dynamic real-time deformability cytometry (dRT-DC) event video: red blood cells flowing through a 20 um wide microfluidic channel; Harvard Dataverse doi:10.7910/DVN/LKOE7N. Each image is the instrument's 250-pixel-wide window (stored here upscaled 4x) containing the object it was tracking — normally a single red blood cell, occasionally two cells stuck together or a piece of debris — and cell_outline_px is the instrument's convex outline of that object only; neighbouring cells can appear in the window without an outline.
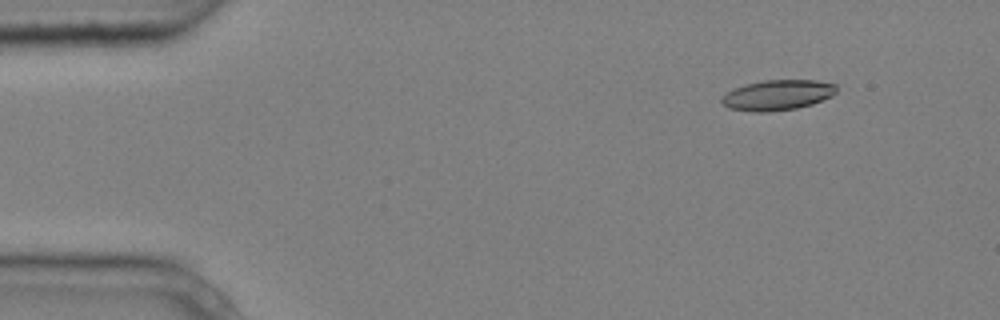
{"species": "common noctule bat (a hibernating species)", "species_latin": "Nyctalus noctula", "temperature_condition": "cold", "stored_images_in_passage": 4, "camera_frame_rate_fps": 3000, "um_per_image_px": 0.085, "animal": {"sex": "male", "body_mass_g": 20.4}, "frame": {"image": 1, "passage_image": 2, "time_ms": 0.333, "image_size_px": [1000, 320], "cell_outline_px": [[836, 92], [832, 96], [812, 104], [796, 108], [768, 112], [756, 112], [728, 108], [720, 100], [728, 92], [744, 84], [764, 80], [816, 80], [836, 84]], "centroid_in_image_um": [66.11, 8.07], "position_along_channel_um": 18.9, "area_um2": 20.17}}
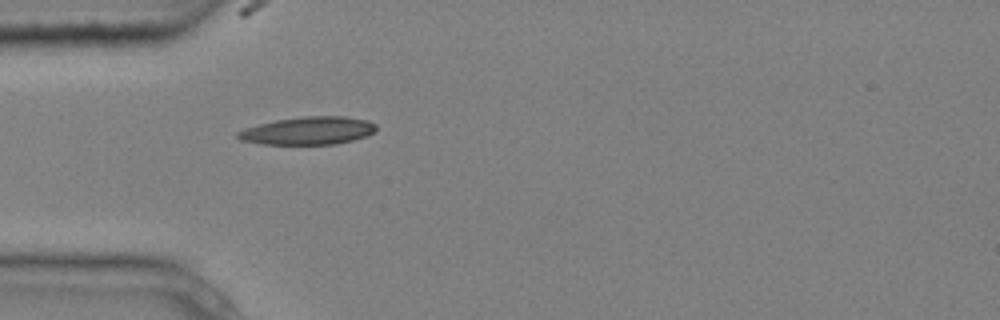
{"frame": {"image": 2, "passage_image": 4, "time_ms": 1.0, "image_size_px": [1000, 320], "cell_outline_px": [[376, 132], [368, 136], [336, 144], [260, 144], [240, 140], [236, 136], [236, 132], [244, 128], [276, 120], [304, 116], [344, 116], [368, 120], [376, 124]], "centroid_in_image_um": [26.21, 11.11], "position_along_channel_um": 58.8, "area_um2": 22.6}}